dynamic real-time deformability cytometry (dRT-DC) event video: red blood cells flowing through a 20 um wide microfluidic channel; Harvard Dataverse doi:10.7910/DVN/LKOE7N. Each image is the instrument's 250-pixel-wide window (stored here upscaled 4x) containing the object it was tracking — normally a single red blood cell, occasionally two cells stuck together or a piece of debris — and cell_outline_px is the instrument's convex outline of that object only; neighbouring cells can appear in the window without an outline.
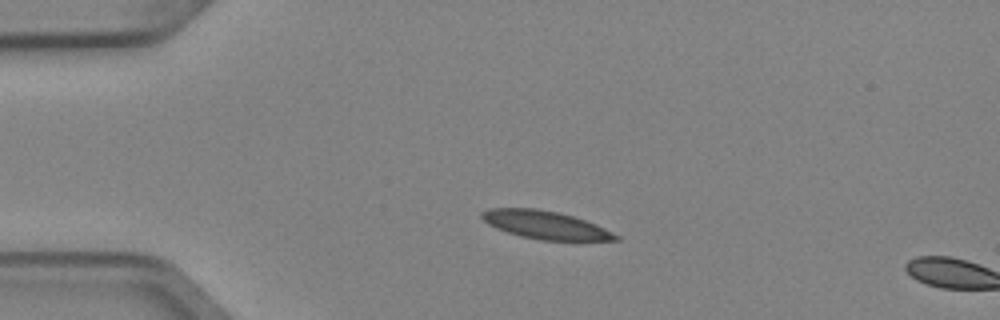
{"species": "Egyptian fruit bat (a non-hibernating species)", "species_latin": "Rousettus aegyptiacus", "temperature_condition": "cold", "stored_images_in_passage": 3, "camera_frame_rate_fps": 3000, "um_per_image_px": 0.085, "animal": {"sex": "female"}, "frame": {"image": 1, "passage_image": 2, "time_ms": 0.333, "image_size_px": [1000, 320], "cell_outline_px": [[620, 240], [540, 240], [520, 236], [496, 228], [488, 224], [480, 216], [480, 212], [488, 208], [536, 208], [556, 212], [572, 216], [596, 224], [620, 236]], "centroid_in_image_um": [46.32, 19.11], "position_along_channel_um": 38.7, "area_um2": 21.73}}